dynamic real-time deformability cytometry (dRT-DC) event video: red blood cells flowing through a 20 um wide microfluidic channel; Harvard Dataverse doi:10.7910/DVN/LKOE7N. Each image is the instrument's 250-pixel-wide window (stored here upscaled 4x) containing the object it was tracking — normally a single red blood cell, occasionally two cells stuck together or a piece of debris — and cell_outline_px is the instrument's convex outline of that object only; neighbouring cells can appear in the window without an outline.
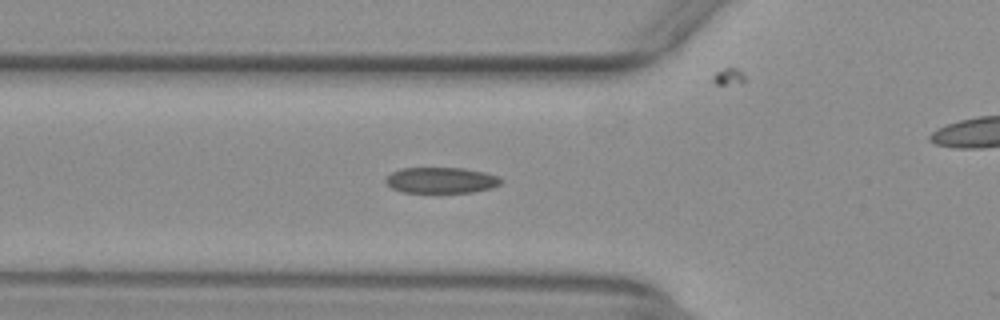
{"species": "common noctule bat (a hibernating species)", "species_latin": "Nyctalus noctula", "temperature_condition": "warm", "stored_images_in_passage": 42, "camera_frame_rate_fps": 3000, "um_per_image_px": 0.085, "animal": {"sex": "female", "body_mass_g": 29.2, "forearm_length_mm": 56.3}, "frame": {"image": 1, "passage_image": 18, "time_ms": 5.667, "image_size_px": [1000, 320], "cell_outline_px": [[504, 180], [500, 184], [492, 188], [472, 192], [400, 192], [392, 188], [384, 180], [392, 172], [400, 168], [464, 168], [484, 172], [496, 176]], "centroid_in_image_um": [37.5, 15.32], "position_along_channel_um": 88.3, "area_um2": 17.34}}
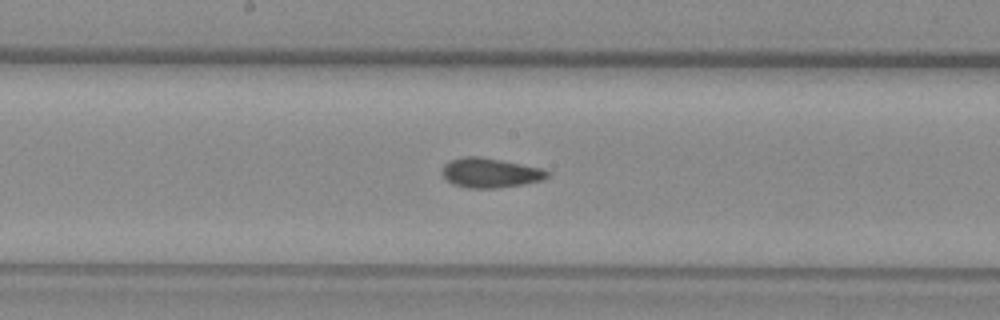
{"frame": {"image": 2, "passage_image": 27, "time_ms": 8.667, "image_size_px": [1000, 320], "cell_outline_px": [[548, 176], [544, 180], [524, 184], [500, 188], [468, 188], [452, 184], [440, 172], [444, 164], [448, 160], [464, 156], [480, 156], [540, 168], [548, 172]], "centroid_in_image_um": [41.62, 14.69], "position_along_channel_um": 206.6, "area_um2": 18.21}}
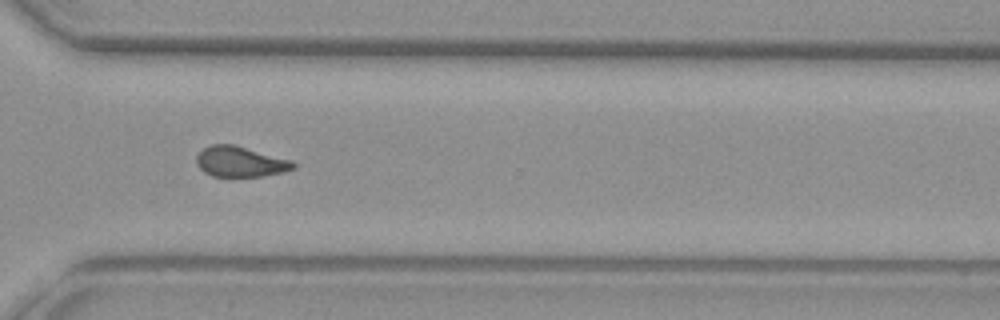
{"frame": {"image": 3, "passage_image": 38, "time_ms": 12.333, "image_size_px": [1000, 320], "cell_outline_px": [[296, 168], [284, 172], [260, 176], [212, 176], [204, 172], [196, 164], [196, 156], [204, 148], [212, 144], [232, 144], [292, 160], [296, 164]], "centroid_in_image_um": [20.43, 13.74], "position_along_channel_um": 350.2, "area_um2": 17.11}, "authors_computed_cell_mechanics": {"area_um2": 18.0047, "velocity_mm_per_s": 3.9245, "shape_relaxation_time_tau1_ms": null, "shape_relaxation_time_tau2_ms": 1.7521, "deformation_change_tau1": null, "deformation_change_tau2": 0.0797}}